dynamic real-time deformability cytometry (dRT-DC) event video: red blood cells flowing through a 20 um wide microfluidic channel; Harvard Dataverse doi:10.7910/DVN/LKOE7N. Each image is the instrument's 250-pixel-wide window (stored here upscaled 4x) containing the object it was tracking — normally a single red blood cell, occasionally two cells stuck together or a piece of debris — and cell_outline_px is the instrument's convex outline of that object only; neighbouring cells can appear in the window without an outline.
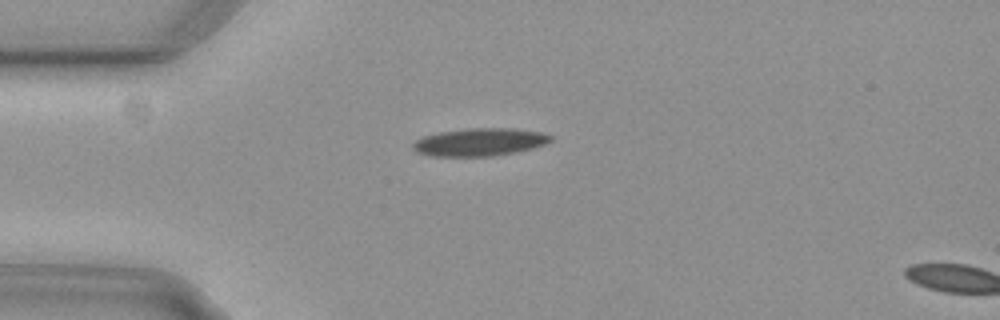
{"species": "common noctule bat (a hibernating species)", "species_latin": "Nyctalus noctula", "temperature_condition": "cold", "stored_images_in_passage": 4, "camera_frame_rate_fps": 3000, "um_per_image_px": 0.085, "animal": {"sex": "female", "body_mass_g": 29.2, "forearm_length_mm": 56.3}, "frame": {"image": 1, "passage_image": 3, "time_ms": 0.667, "image_size_px": [1000, 320], "cell_outline_px": [[552, 140], [544, 144], [532, 148], [492, 156], [428, 156], [416, 152], [412, 148], [412, 144], [416, 140], [424, 136], [440, 132], [468, 128], [512, 128], [540, 132], [552, 136]], "centroid_in_image_um": [40.73, 12.07], "position_along_channel_um": 44.3, "area_um2": 22.14}}